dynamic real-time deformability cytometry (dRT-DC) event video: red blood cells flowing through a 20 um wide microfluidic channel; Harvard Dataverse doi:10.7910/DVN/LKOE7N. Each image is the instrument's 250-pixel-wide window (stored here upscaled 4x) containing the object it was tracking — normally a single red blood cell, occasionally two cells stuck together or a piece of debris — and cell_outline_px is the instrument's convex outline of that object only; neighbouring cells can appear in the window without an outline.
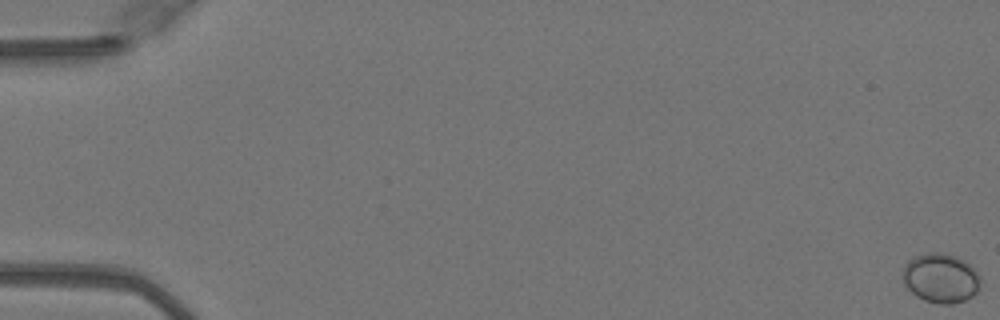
{"species": "Egyptian fruit bat (a non-hibernating species)", "species_latin": "Rousettus aegyptiacus", "temperature_condition": "warm", "stored_images_in_passage": 52, "camera_frame_rate_fps": 3000, "um_per_image_px": 0.085, "animal": {"sex": "female"}, "frame": {"image": 1, "passage_image": 1, "time_ms": 0.0, "image_size_px": [1000, 320], "cell_outline_px": [[980, 284], [976, 292], [972, 296], [964, 300], [952, 304], [940, 304], [924, 300], [916, 296], [904, 284], [900, 276], [904, 264], [908, 260], [916, 256], [928, 252], [944, 252], [956, 256], [964, 260], [980, 276]], "centroid_in_image_um": [79.92, 23.63], "position_along_channel_um": 5.1, "area_um2": 22.6}}
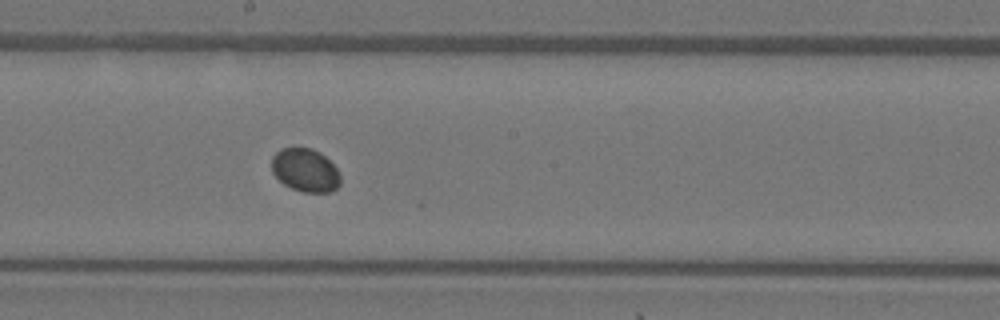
{"frame": {"image": 2, "passage_image": 30, "time_ms": 9.667, "image_size_px": [1000, 320], "cell_outline_px": [[340, 184], [332, 192], [304, 192], [292, 188], [284, 184], [272, 172], [272, 156], [280, 148], [312, 148], [320, 152], [336, 168], [340, 176]], "centroid_in_image_um": [25.94, 14.46], "position_along_channel_um": 222.3, "area_um2": 17.22}}
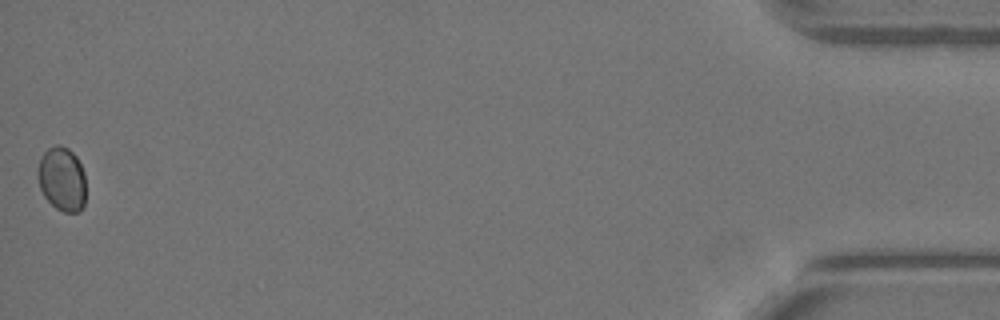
{"frame": {"image": 3, "passage_image": 52, "time_ms": 17.0, "image_size_px": [1000, 320], "cell_outline_px": [[84, 204], [80, 212], [64, 212], [56, 208], [44, 196], [40, 188], [36, 176], [36, 172], [40, 160], [44, 152], [48, 148], [56, 144], [60, 144], [68, 148], [76, 156], [84, 172]], "centroid_in_image_um": [5.24, 15.2], "position_along_channel_um": 430.0, "area_um2": 18.03}}